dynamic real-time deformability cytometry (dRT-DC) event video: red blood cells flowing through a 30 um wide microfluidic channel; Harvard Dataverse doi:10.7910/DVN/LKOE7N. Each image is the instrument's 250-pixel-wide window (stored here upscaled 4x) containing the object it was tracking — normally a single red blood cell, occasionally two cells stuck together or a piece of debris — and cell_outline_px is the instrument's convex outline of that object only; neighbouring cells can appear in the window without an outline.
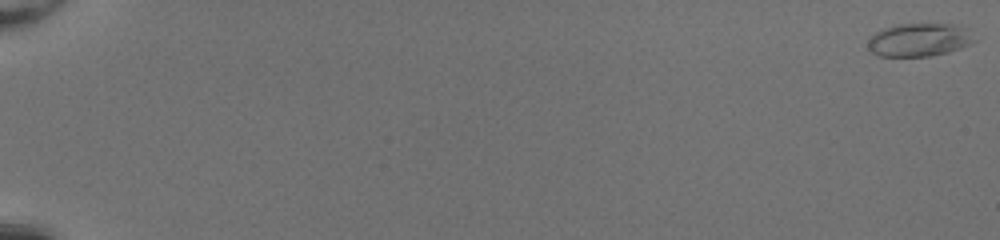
{"species": "common noctule bat (a hibernating species)", "species_latin": "Nyctalus noctula", "temperature_condition": "room temperature", "stored_images_in_passage": 51, "camera_frame_rate_fps": 3000, "um_per_image_px": 0.085, "animal": {"sex": "female", "body_mass_g": 20.0, "forearm_length_mm": 54.0}, "frame": {"image": 1, "passage_image": 1, "time_ms": 0.0, "image_size_px": [1000, 240], "cell_outline_px": [[976, 40], [972, 44], [948, 52], [932, 56], [880, 56], [872, 52], [868, 48], [868, 40], [876, 32], [884, 28], [896, 24], [952, 24], [964, 28]], "centroid_in_image_um": [78.12, 3.39], "position_along_channel_um": 6.9, "area_um2": 20.4}}